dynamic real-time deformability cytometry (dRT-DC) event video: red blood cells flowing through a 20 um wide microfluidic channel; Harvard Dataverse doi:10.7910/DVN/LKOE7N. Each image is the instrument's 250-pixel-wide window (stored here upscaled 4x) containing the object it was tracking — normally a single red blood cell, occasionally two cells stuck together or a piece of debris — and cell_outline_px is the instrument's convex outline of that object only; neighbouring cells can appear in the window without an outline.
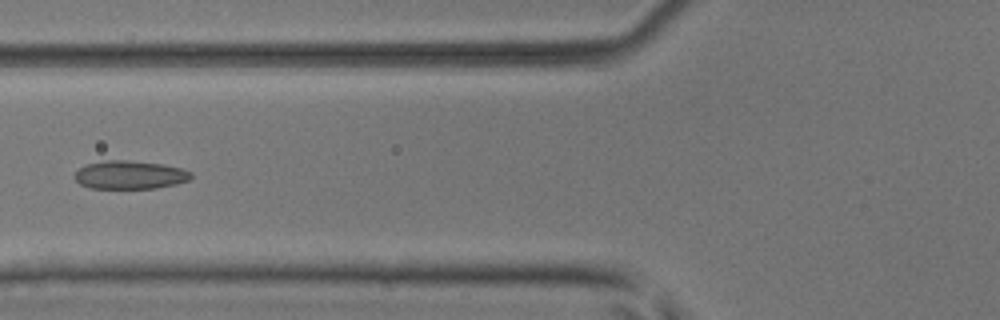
{"species": "common noctule bat (a hibernating species)", "species_latin": "Nyctalus noctula", "temperature_condition": "room temperature", "stored_images_in_passage": 7, "camera_frame_rate_fps": 3000, "um_per_image_px": 0.085, "animal": {"sex": "male", "body_mass_g": 17.9, "forearm_length_mm": 54.2}, "frame": {"image": 1, "passage_image": 5, "time_ms": 1.333, "image_size_px": [1000, 320], "cell_outline_px": [[192, 176], [188, 180], [176, 184], [156, 188], [88, 188], [80, 184], [72, 176], [80, 168], [88, 164], [104, 160], [128, 160], [164, 164], [180, 168], [192, 172]], "centroid_in_image_um": [11.03, 14.86], "position_along_channel_um": 114.8, "area_um2": 19.25}}
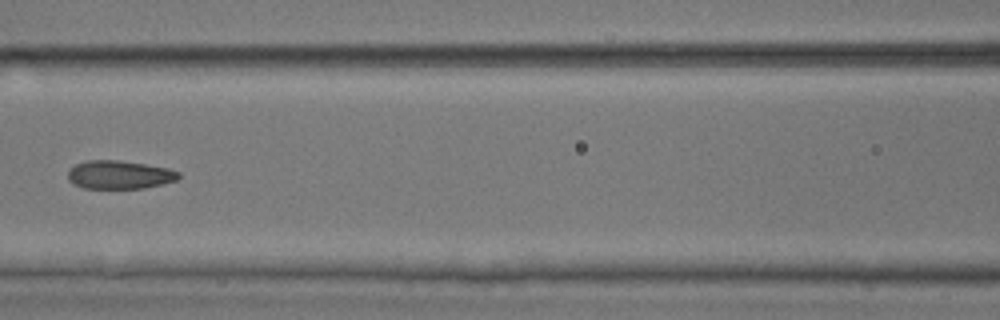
{"frame": {"image": 2, "passage_image": 6, "time_ms": 1.667, "image_size_px": [1000, 320], "cell_outline_px": [[180, 176], [176, 180], [164, 184], [144, 188], [84, 188], [72, 184], [68, 180], [68, 172], [76, 164], [88, 160], [116, 160], [144, 164], [168, 168], [180, 172]], "centroid_in_image_um": [10.16, 14.86], "position_along_channel_um": 156.4, "area_um2": 18.26}}